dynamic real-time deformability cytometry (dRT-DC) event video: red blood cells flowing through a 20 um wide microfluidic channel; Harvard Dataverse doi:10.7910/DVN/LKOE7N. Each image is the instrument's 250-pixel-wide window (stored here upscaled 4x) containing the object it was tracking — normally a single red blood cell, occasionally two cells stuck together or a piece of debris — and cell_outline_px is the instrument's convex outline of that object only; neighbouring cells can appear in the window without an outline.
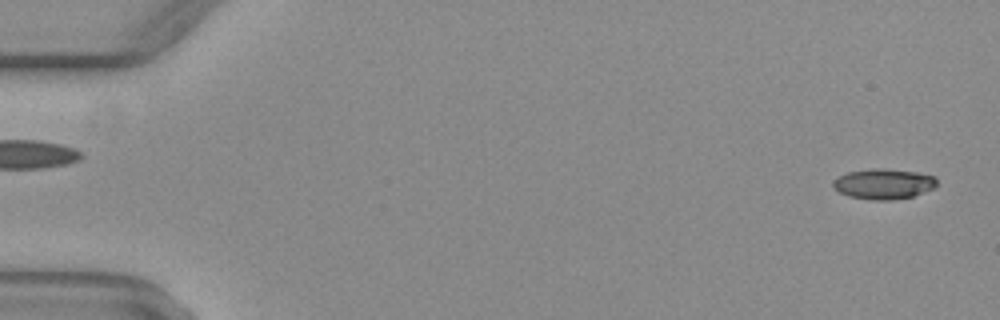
{"species": "common noctule bat (a hibernating species)", "species_latin": "Nyctalus noctula", "temperature_condition": "warm", "stored_images_in_passage": 17, "camera_frame_rate_fps": 3000, "um_per_image_px": 0.085, "animal": {"sex": "female", "body_mass_g": 29.2, "forearm_length_mm": 56.3}, "frame": {"image": 1, "passage_image": 1, "time_ms": 0.0, "image_size_px": [1000, 320], "cell_outline_px": [[936, 188], [912, 196], [892, 200], [872, 200], [848, 196], [832, 188], [832, 180], [848, 172], [876, 168], [884, 168], [916, 172], [936, 176]], "centroid_in_image_um": [75.11, 15.63], "position_along_channel_um": 9.9, "area_um2": 18.44}}
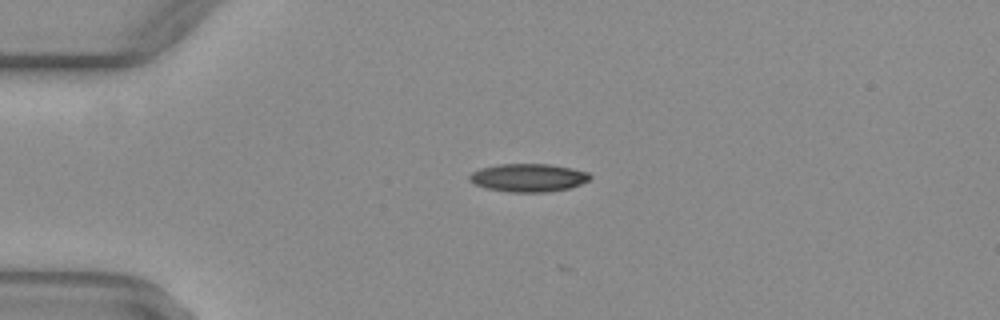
{"frame": {"image": 2, "passage_image": 12, "time_ms": 3.667, "image_size_px": [1000, 320], "cell_outline_px": [[592, 176], [588, 180], [572, 188], [548, 192], [508, 192], [484, 188], [468, 180], [468, 176], [472, 172], [480, 168], [500, 164], [548, 164], [588, 172]], "centroid_in_image_um": [44.88, 15.11], "position_along_channel_um": 40.1, "area_um2": 19.77}}